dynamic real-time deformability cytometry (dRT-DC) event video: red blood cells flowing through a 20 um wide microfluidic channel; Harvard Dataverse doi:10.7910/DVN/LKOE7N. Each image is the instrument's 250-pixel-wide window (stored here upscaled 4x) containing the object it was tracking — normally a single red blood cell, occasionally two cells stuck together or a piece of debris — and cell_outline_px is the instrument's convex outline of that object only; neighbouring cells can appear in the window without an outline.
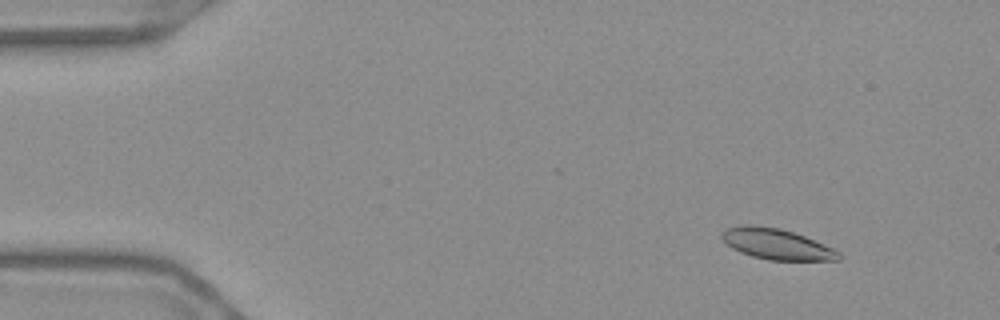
{"species": "Egyptian fruit bat (a non-hibernating species)", "species_latin": "Rousettus aegyptiacus", "temperature_condition": "warm", "stored_images_in_passage": 44, "camera_frame_rate_fps": 3000, "um_per_image_px": 0.085, "frame": {"image": 1, "passage_image": 7, "time_ms": 2.0, "image_size_px": [1000, 320], "cell_outline_px": [[840, 260], [768, 260], [752, 256], [740, 252], [732, 248], [720, 236], [720, 232], [724, 228], [740, 224], [752, 224], [780, 228], [804, 236], [832, 248], [840, 252]], "centroid_in_image_um": [65.94, 20.73], "position_along_channel_um": 19.1, "area_um2": 20.98}}
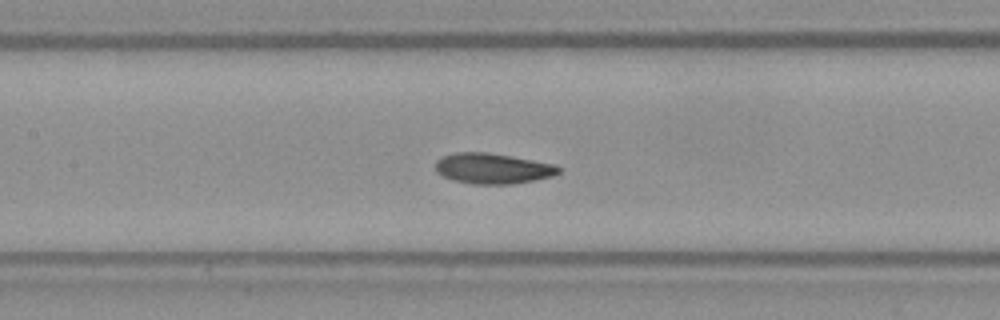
{"frame": {"image": 2, "passage_image": 27, "time_ms": 8.667, "image_size_px": [1000, 320], "cell_outline_px": [[564, 168], [560, 172], [552, 176], [536, 180], [512, 184], [472, 184], [452, 180], [436, 172], [436, 160], [440, 156], [456, 152], [488, 152], [512, 156], [556, 164]], "centroid_in_image_um": [41.9, 14.31], "position_along_channel_um": 165.5, "area_um2": 22.25}}
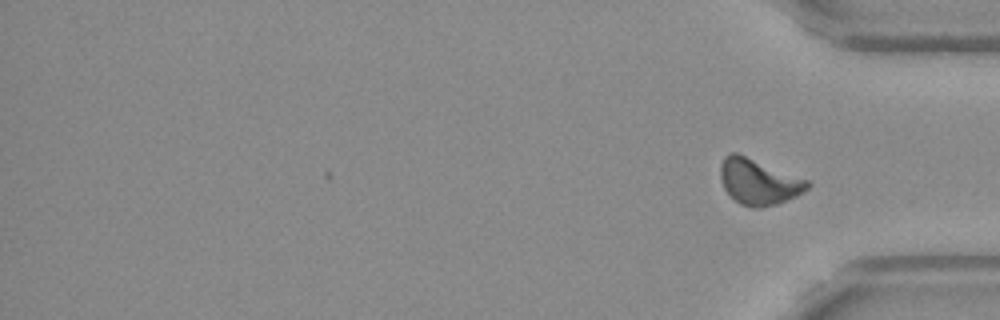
{"frame": {"image": 3, "passage_image": 44, "time_ms": 14.333, "image_size_px": [1000, 320], "cell_outline_px": [[812, 184], [804, 192], [796, 196], [776, 204], [760, 208], [752, 208], [740, 204], [724, 188], [720, 176], [720, 164], [724, 156], [728, 152], [736, 152], [808, 180]], "centroid_in_image_um": [64.48, 15.44], "position_along_channel_um": 370.7, "area_um2": 23.12}, "authors_computed_cell_mechanics": {"area_um2": 21.675, "velocity_mm_per_s": 3.6471, "shape_relaxation_time_tau1_ms": 5.8853, "shape_relaxation_time_tau2_ms": 1.9154, "deformation_change_tau1": 0.1231, "deformation_change_tau2": 0.0767}}